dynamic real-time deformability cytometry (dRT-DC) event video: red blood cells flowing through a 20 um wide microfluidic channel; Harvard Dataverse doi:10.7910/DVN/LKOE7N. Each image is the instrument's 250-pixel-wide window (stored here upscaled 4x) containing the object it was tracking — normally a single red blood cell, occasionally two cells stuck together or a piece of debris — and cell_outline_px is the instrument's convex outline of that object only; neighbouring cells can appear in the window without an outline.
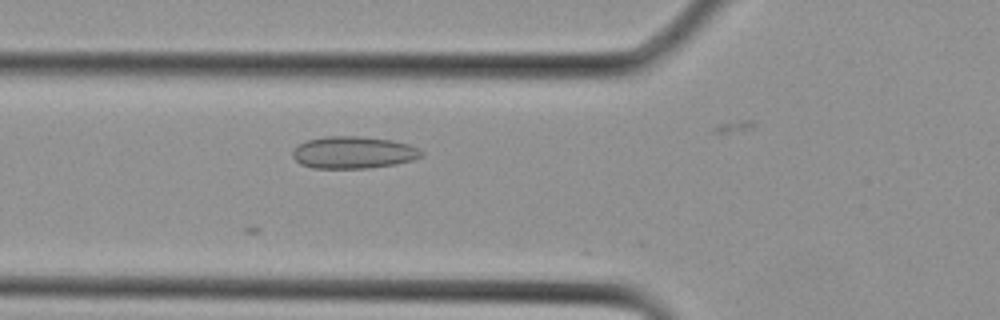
{"species": "Egyptian fruit bat (a non-hibernating species)", "species_latin": "Rousettus aegyptiacus", "temperature_condition": "cold", "stored_images_in_passage": 8, "camera_frame_rate_fps": 3000, "um_per_image_px": 0.085, "animal": {"sex": "female"}, "frame": {"image": 1, "passage_image": 6, "time_ms": 1.667, "image_size_px": [1000, 320], "cell_outline_px": [[424, 156], [412, 160], [396, 164], [368, 168], [312, 168], [300, 164], [292, 156], [292, 148], [296, 144], [308, 140], [324, 136], [360, 136], [392, 140], [408, 144], [420, 148], [424, 152]], "centroid_in_image_um": [30.03, 12.95], "position_along_channel_um": 95.8, "area_um2": 24.45}}